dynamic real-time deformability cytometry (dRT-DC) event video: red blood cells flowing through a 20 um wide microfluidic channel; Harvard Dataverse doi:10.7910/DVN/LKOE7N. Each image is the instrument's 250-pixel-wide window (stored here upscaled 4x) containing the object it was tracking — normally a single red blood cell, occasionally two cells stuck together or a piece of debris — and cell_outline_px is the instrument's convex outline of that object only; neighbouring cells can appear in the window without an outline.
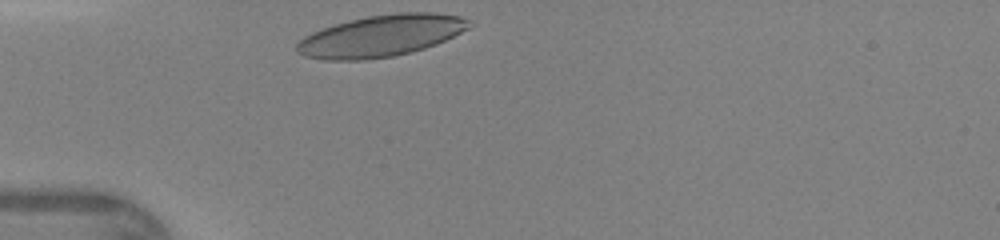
{"species": "human", "species_latin": "Homo sapiens", "temperature_condition": "warm", "stored_images_in_passage": 25, "camera_frame_rate_fps": 3000, "um_per_image_px": 0.085, "donor": {"sex": "female"}, "frame": {"image": 1, "passage_image": 1, "time_ms": 0.0, "image_size_px": [1000, 240], "cell_outline_px": [[476, 24], [436, 44], [424, 48], [392, 56], [364, 60], [324, 60], [304, 56], [296, 52], [296, 44], [304, 36], [312, 32], [348, 20], [368, 16], [400, 12], [436, 12], [460, 16]], "centroid_in_image_um": [32.38, 3.04], "position_along_channel_um": 52.6, "area_um2": 41.67}}
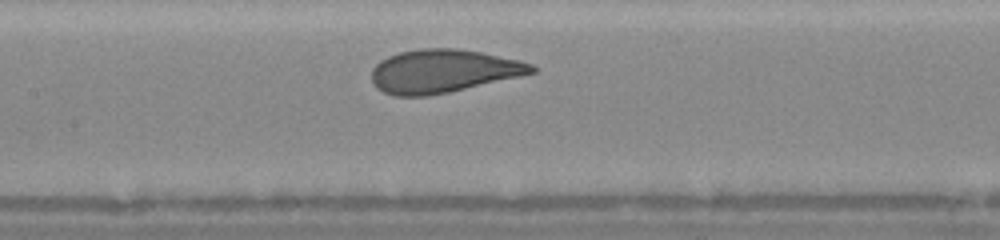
{"frame": {"image": 2, "passage_image": 10, "time_ms": 3.0, "image_size_px": [1000, 240], "cell_outline_px": [[540, 68], [536, 72], [520, 76], [448, 92], [428, 96], [396, 96], [384, 92], [376, 88], [372, 84], [372, 68], [380, 60], [388, 56], [400, 52], [420, 48], [456, 48], [480, 52], [520, 60], [532, 64]], "centroid_in_image_um": [37.66, 6.04], "position_along_channel_um": 169.7, "area_um2": 40.4}}
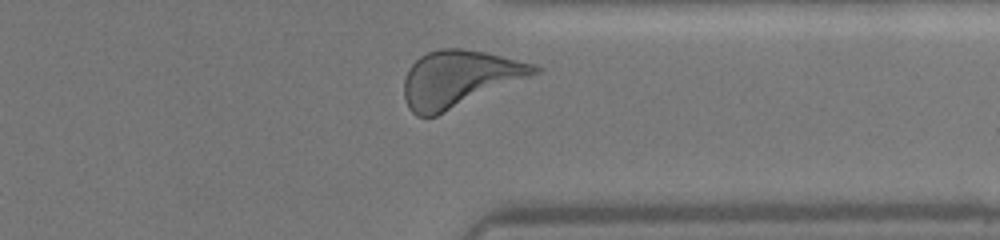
{"frame": {"image": 3, "passage_image": 24, "time_ms": 7.667, "image_size_px": [1000, 240], "cell_outline_px": [[544, 68], [540, 72], [436, 116], [416, 116], [408, 108], [404, 100], [404, 80], [412, 64], [420, 56], [428, 52], [440, 48], [460, 48], [484, 52], [536, 64]], "centroid_in_image_um": [39.02, 6.69], "position_along_channel_um": 372.4, "area_um2": 42.6}}